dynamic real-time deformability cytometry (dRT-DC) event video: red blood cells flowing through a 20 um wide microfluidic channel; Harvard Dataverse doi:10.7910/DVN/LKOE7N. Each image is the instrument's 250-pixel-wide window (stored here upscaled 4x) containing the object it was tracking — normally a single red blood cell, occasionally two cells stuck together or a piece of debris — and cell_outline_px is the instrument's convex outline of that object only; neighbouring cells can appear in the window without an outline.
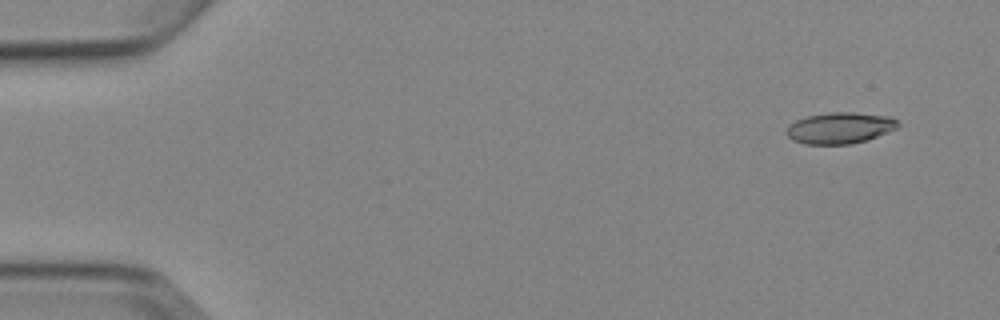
{"species": "Egyptian fruit bat (a non-hibernating species)", "species_latin": "Rousettus aegyptiacus", "temperature_condition": "cold", "stored_images_in_passage": 5, "camera_frame_rate_fps": 3000, "um_per_image_px": 0.085, "animal": {"sex": "female"}, "frame": {"image": 1, "passage_image": 1, "time_ms": 0.0, "image_size_px": [1000, 320], "cell_outline_px": [[900, 124], [896, 128], [888, 132], [852, 144], [804, 144], [792, 140], [784, 132], [788, 124], [796, 120], [808, 116], [828, 112], [856, 112], [892, 116]], "centroid_in_image_um": [71.36, 10.86], "position_along_channel_um": 13.6, "area_um2": 20.46}}
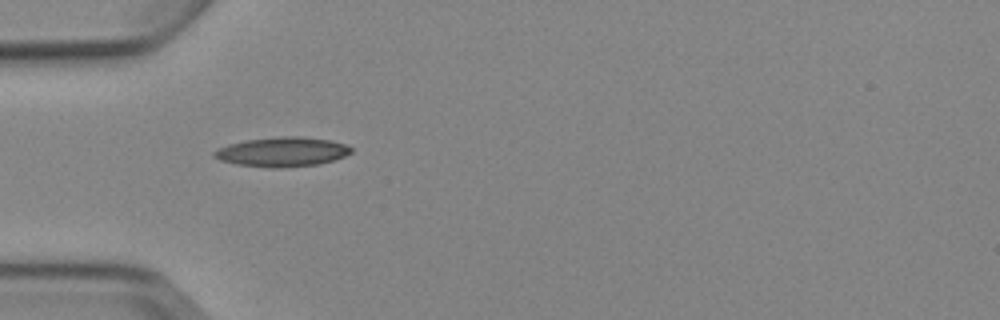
{"frame": {"image": 2, "passage_image": 4, "time_ms": 4.333, "image_size_px": [1000, 320], "cell_outline_px": [[352, 152], [344, 156], [332, 160], [316, 164], [276, 168], [236, 164], [220, 160], [212, 156], [212, 152], [228, 144], [244, 140], [280, 136], [300, 136], [328, 140], [344, 144], [352, 148]], "centroid_in_image_um": [23.95, 12.9], "position_along_channel_um": 61.1, "area_um2": 23.29}}
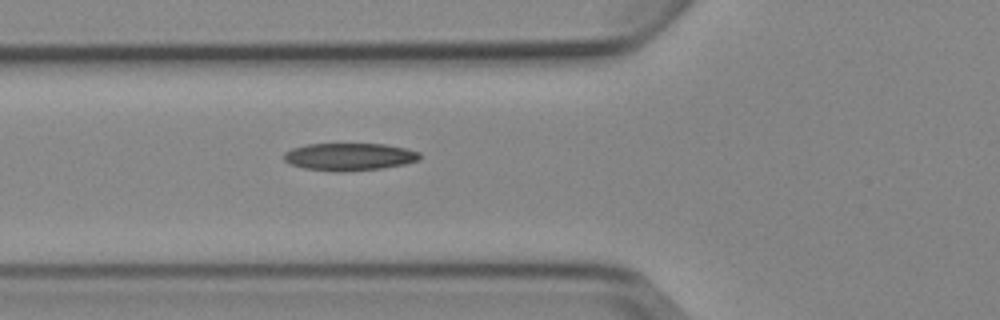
{"frame": {"image": 3, "passage_image": 5, "time_ms": 5.333, "image_size_px": [1000, 320], "cell_outline_px": [[420, 160], [404, 164], [380, 168], [340, 172], [304, 168], [288, 164], [284, 160], [284, 152], [292, 148], [308, 144], [384, 144], [404, 148], [420, 152]], "centroid_in_image_um": [29.67, 13.32], "position_along_channel_um": 96.1, "area_um2": 21.68}}